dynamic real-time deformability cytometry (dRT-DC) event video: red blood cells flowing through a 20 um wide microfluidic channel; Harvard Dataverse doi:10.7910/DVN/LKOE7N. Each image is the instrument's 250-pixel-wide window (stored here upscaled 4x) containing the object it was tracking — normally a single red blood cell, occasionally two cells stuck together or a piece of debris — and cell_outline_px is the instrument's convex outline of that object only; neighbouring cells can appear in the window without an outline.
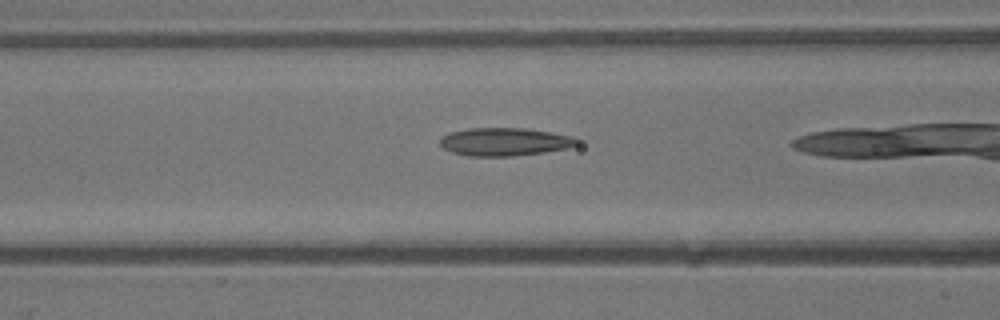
{"species": "common noctule bat (a hibernating species)", "species_latin": "Nyctalus noctula", "temperature_condition": "warm", "stored_images_in_passage": 29, "camera_frame_rate_fps": 3000, "um_per_image_px": 0.085, "animal": {"sex": "male", "body_mass_g": 13.3}, "frame": {"image": 1, "passage_image": 13, "time_ms": 4.0, "image_size_px": [1000, 320], "cell_outline_px": [[576, 144], [564, 148], [540, 152], [504, 156], [476, 156], [456, 152], [444, 148], [440, 144], [440, 140], [444, 136], [452, 132], [476, 128], [516, 128], [544, 132], [564, 136], [576, 140]], "centroid_in_image_um": [42.78, 12.05], "position_along_channel_um": 123.8, "area_um2": 20.87}}
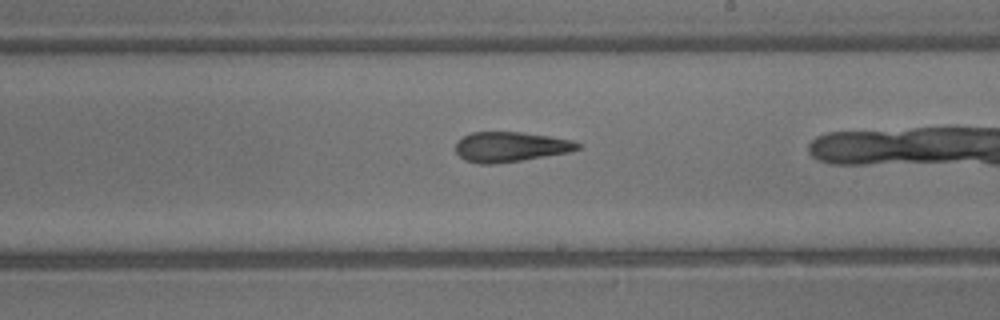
{"frame": {"image": 2, "passage_image": 20, "time_ms": 6.333, "image_size_px": [1000, 320], "cell_outline_px": [[580, 148], [564, 152], [516, 160], [468, 160], [460, 156], [456, 152], [456, 144], [464, 136], [476, 132], [516, 132], [544, 136], [564, 140], [580, 144]], "centroid_in_image_um": [43.35, 12.42], "position_along_channel_um": 245.7, "area_um2": 19.19}}
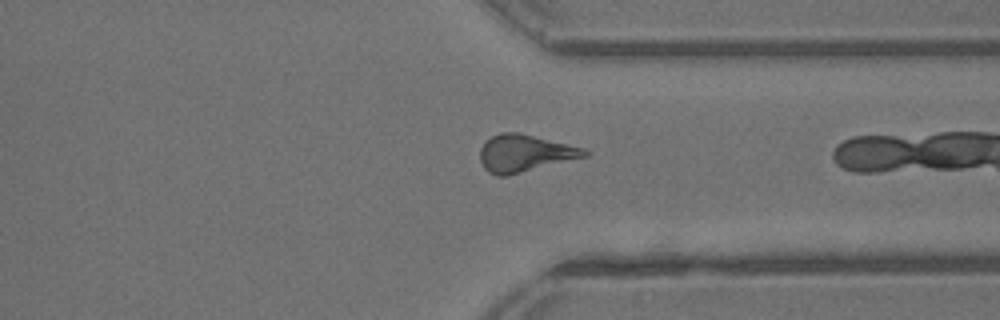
{"frame": {"image": 3, "passage_image": 27, "time_ms": 8.667, "image_size_px": [1000, 320], "cell_outline_px": [[588, 152], [584, 156], [500, 176], [484, 168], [480, 160], [480, 152], [484, 144], [492, 136], [504, 132], [508, 132], [528, 136], [564, 144], [580, 148]], "centroid_in_image_um": [44.5, 13.02], "position_along_channel_um": 366.9, "area_um2": 20.69}}